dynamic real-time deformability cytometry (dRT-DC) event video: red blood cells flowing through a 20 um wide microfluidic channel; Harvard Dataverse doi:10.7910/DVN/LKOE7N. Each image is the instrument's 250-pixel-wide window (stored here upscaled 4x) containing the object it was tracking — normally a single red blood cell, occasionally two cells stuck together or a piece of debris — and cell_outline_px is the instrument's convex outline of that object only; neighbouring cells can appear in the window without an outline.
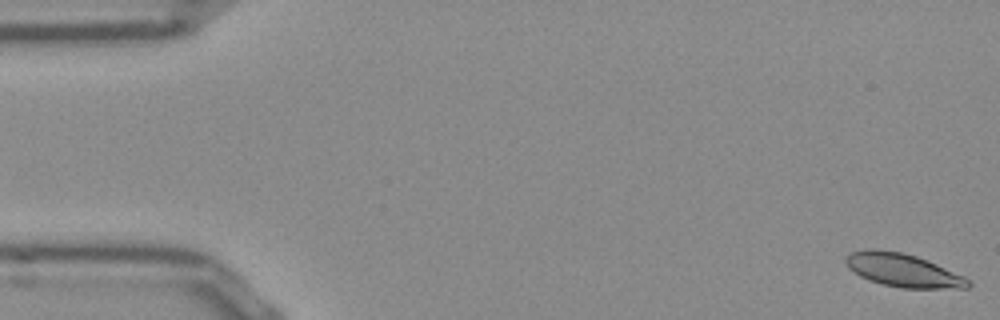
{"species": "Egyptian fruit bat (a non-hibernating species)", "species_latin": "Rousettus aegyptiacus", "temperature_condition": "room temperature", "stored_images_in_passage": 52, "camera_frame_rate_fps": 3000, "um_per_image_px": 0.085, "frame": {"image": 1, "passage_image": 1, "time_ms": 0.0, "image_size_px": [1000, 320], "cell_outline_px": [[972, 284], [968, 288], [900, 288], [868, 280], [860, 276], [848, 268], [844, 260], [844, 256], [852, 252], [868, 248], [876, 248], [900, 252], [916, 256], [936, 264], [964, 276], [972, 280]], "centroid_in_image_um": [76.74, 22.97], "position_along_channel_um": 8.3, "area_um2": 23.81}}
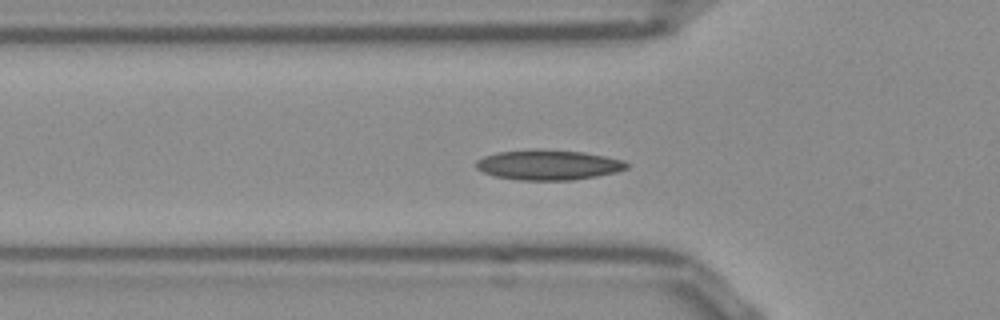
{"frame": {"image": 2, "passage_image": 17, "time_ms": 5.333, "image_size_px": [1000, 320], "cell_outline_px": [[628, 168], [616, 172], [596, 176], [572, 180], [520, 180], [496, 176], [484, 172], [476, 168], [476, 160], [484, 156], [496, 152], [532, 148], [540, 148], [584, 152], [624, 160], [628, 164]], "centroid_in_image_um": [46.59, 13.99], "position_along_channel_um": 79.2, "area_um2": 26.65}}
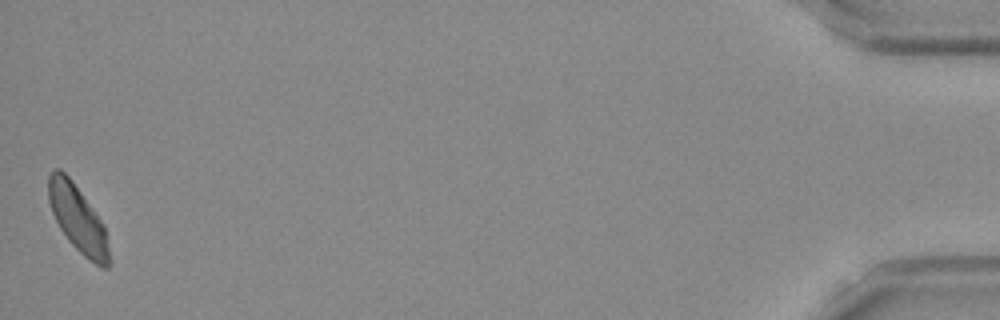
{"frame": {"image": 3, "passage_image": 52, "time_ms": 17.0, "image_size_px": [1000, 320], "cell_outline_px": [[112, 264], [108, 268], [100, 268], [84, 256], [68, 240], [60, 228], [52, 212], [48, 200], [48, 176], [56, 168], [60, 168], [72, 180], [104, 224], [112, 260]], "centroid_in_image_um": [6.65, 18.65], "position_along_channel_um": 428.5, "area_um2": 23.76}, "authors_computed_cell_mechanics": {"area_um2": 23.9581, "velocity_mm_per_s": 3.8316, "shape_relaxation_time_tau1_ms": 7.473, "shape_relaxation_time_tau2_ms": 2.9377, "deformation_change_tau1": 0.1607, "deformation_change_tau2": 0.089}}